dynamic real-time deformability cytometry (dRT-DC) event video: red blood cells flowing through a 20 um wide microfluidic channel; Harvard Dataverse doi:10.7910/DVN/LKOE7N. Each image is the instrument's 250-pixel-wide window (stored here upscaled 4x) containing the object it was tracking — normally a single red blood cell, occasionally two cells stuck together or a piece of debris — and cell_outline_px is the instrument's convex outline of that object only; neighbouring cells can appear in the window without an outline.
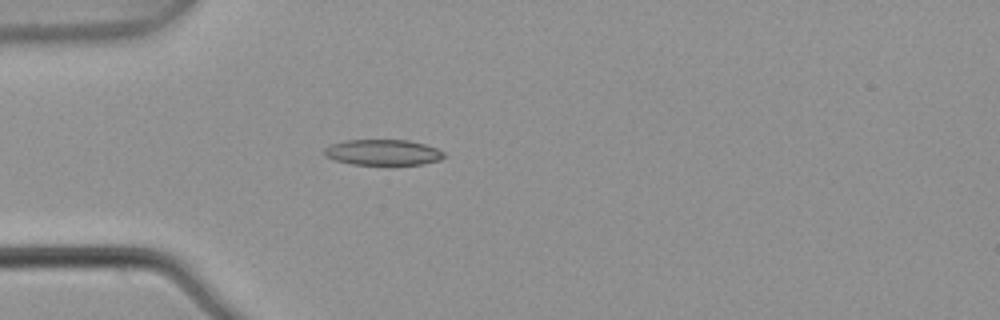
{"species": "common noctule bat (a hibernating species)", "species_latin": "Nyctalus noctula", "temperature_condition": "warm", "stored_images_in_passage": 2, "camera_frame_rate_fps": 3000, "um_per_image_px": 0.085, "animal": {"sex": "male", "body_mass_g": 21.5, "forearm_length_mm": 52.0}, "frame": {"image": 1, "passage_image": 2, "time_ms": 0.333, "image_size_px": [1000, 320], "cell_outline_px": [[448, 156], [440, 160], [420, 164], [352, 164], [336, 160], [324, 156], [324, 148], [332, 144], [344, 140], [408, 140], [424, 144], [436, 148], [444, 152]], "centroid_in_image_um": [32.56, 12.94], "position_along_channel_um": 52.4, "area_um2": 17.86}}